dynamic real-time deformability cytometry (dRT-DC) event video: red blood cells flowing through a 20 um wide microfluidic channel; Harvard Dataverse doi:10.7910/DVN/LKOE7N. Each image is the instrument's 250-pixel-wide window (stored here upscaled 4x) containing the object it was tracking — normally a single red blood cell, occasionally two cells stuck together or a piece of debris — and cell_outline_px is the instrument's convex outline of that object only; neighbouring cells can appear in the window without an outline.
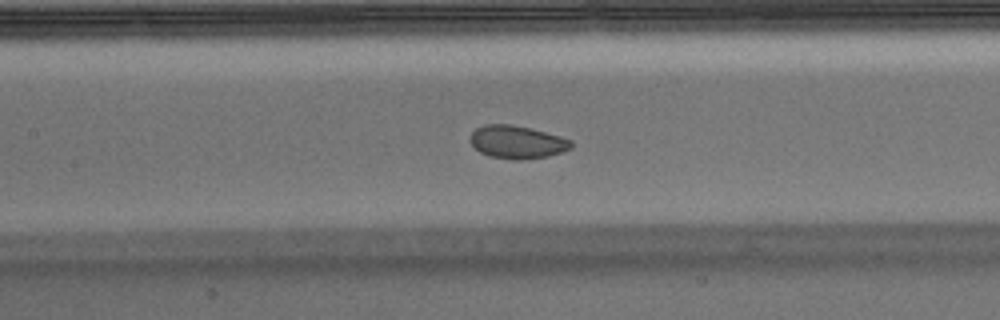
{"species": "Egyptian fruit bat (a non-hibernating species)", "species_latin": "Rousettus aegyptiacus", "temperature_condition": "warm", "stored_images_in_passage": 52, "segment_of_instrument_passage": [1, 2], "camera_frame_rate_fps": 3000, "um_per_image_px": 0.085, "animal": {"sex": "male"}, "frame": {"image": 1, "passage_image": 23, "time_ms": 7.333, "image_size_px": [1000, 320], "cell_outline_px": [[572, 148], [548, 156], [520, 160], [512, 160], [488, 156], [480, 152], [468, 140], [472, 132], [476, 128], [484, 124], [512, 124], [532, 128], [560, 136], [572, 140]], "centroid_in_image_um": [43.93, 12.07], "position_along_channel_um": 163.5, "area_um2": 19.59}}